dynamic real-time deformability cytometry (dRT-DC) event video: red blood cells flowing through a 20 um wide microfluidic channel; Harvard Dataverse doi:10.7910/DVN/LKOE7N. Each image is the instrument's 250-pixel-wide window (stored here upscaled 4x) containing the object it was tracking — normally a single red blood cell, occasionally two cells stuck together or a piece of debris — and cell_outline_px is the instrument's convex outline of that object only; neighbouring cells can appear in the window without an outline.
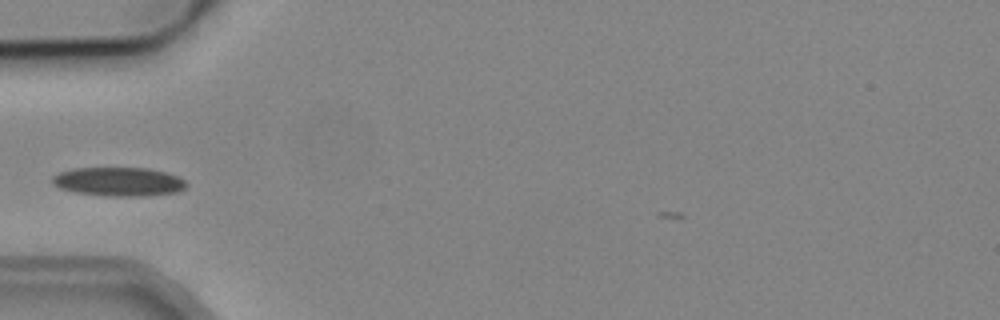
{"species": "common noctule bat (a hibernating species)", "species_latin": "Nyctalus noctula", "temperature_condition": "cold", "stored_images_in_passage": 4, "camera_frame_rate_fps": 3000, "um_per_image_px": 0.085, "animal": {"sex": "male", "body_mass_g": 19.2, "forearm_length_mm": 51.8}, "frame": {"image": 1, "passage_image": 3, "time_ms": 2.333, "image_size_px": [1000, 320], "cell_outline_px": [[188, 184], [184, 188], [176, 192], [140, 196], [108, 196], [76, 192], [60, 188], [52, 184], [52, 176], [60, 172], [72, 168], [148, 168], [164, 172], [176, 176], [184, 180]], "centroid_in_image_um": [10.05, 15.44], "position_along_channel_um": 74.9, "area_um2": 22.37}}